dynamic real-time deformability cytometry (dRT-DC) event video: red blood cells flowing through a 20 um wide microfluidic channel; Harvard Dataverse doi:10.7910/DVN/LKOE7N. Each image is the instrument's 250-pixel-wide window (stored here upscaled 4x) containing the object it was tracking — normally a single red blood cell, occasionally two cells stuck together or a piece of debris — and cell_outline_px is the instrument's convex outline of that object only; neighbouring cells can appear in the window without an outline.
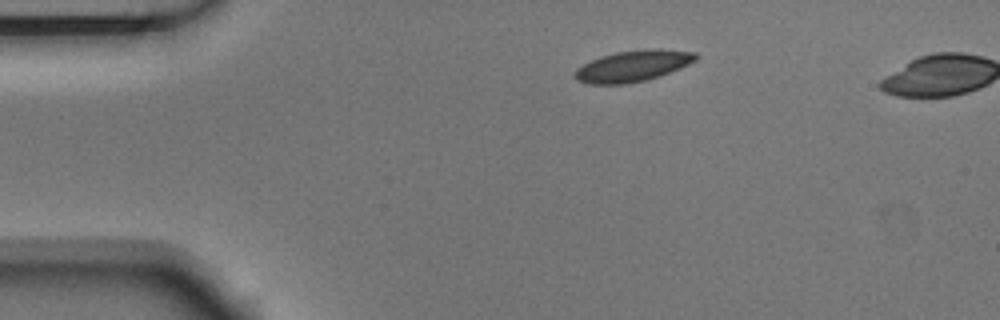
{"species": "Egyptian fruit bat (a non-hibernating species)", "species_latin": "Rousettus aegyptiacus", "temperature_condition": "room temperature", "stored_images_in_passage": 9, "camera_frame_rate_fps": 3000, "um_per_image_px": 0.085, "animal": {"sex": "male"}, "frame": {"image": 1, "passage_image": 1, "time_ms": 0.0, "image_size_px": [1000, 320], "cell_outline_px": [[700, 56], [696, 60], [688, 64], [660, 76], [644, 80], [624, 84], [588, 84], [576, 80], [572, 76], [576, 68], [600, 56], [616, 52], [644, 48], [660, 48], [696, 52]], "centroid_in_image_um": [53.79, 5.59], "position_along_channel_um": 31.2, "area_um2": 22.2}}
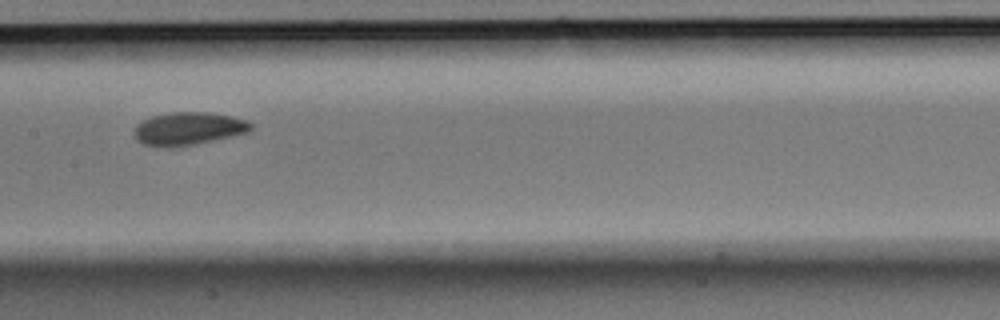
{"frame": {"image": 2, "passage_image": 6, "time_ms": 1.667, "image_size_px": [1000, 320], "cell_outline_px": [[252, 128], [244, 132], [196, 144], [172, 148], [164, 148], [144, 144], [136, 140], [136, 124], [140, 120], [152, 116], [168, 112], [208, 112], [232, 116], [248, 120], [252, 124]], "centroid_in_image_um": [15.96, 10.92], "position_along_channel_um": 191.4, "area_um2": 22.31}}
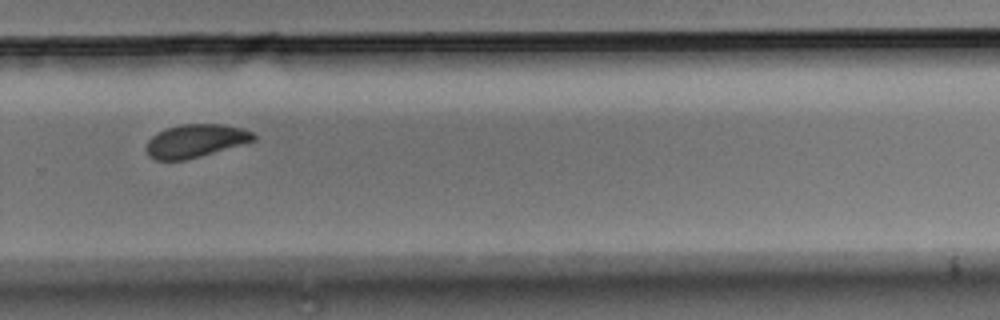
{"frame": {"image": 3, "passage_image": 9, "time_ms": 2.667, "image_size_px": [1000, 320], "cell_outline_px": [[256, 140], [200, 156], [184, 160], [156, 160], [148, 156], [148, 140], [156, 132], [180, 124], [224, 124], [244, 128], [252, 132], [256, 136]], "centroid_in_image_um": [16.64, 11.96], "position_along_channel_um": 313.2, "area_um2": 20.58}}